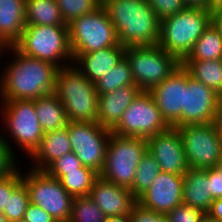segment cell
<instances>
[{
  "label": "cell",
  "mask_w": 222,
  "mask_h": 222,
  "mask_svg": "<svg viewBox=\"0 0 222 222\" xmlns=\"http://www.w3.org/2000/svg\"><path fill=\"white\" fill-rule=\"evenodd\" d=\"M183 175L160 172L137 203L156 213L167 214L182 202Z\"/></svg>",
  "instance_id": "cell-17"
},
{
  "label": "cell",
  "mask_w": 222,
  "mask_h": 222,
  "mask_svg": "<svg viewBox=\"0 0 222 222\" xmlns=\"http://www.w3.org/2000/svg\"><path fill=\"white\" fill-rule=\"evenodd\" d=\"M146 151L147 139L120 136L111 132L106 147L104 166L99 176L130 189L136 168Z\"/></svg>",
  "instance_id": "cell-7"
},
{
  "label": "cell",
  "mask_w": 222,
  "mask_h": 222,
  "mask_svg": "<svg viewBox=\"0 0 222 222\" xmlns=\"http://www.w3.org/2000/svg\"><path fill=\"white\" fill-rule=\"evenodd\" d=\"M33 101L44 134L67 127L68 119L64 106L55 93L39 97Z\"/></svg>",
  "instance_id": "cell-24"
},
{
  "label": "cell",
  "mask_w": 222,
  "mask_h": 222,
  "mask_svg": "<svg viewBox=\"0 0 222 222\" xmlns=\"http://www.w3.org/2000/svg\"><path fill=\"white\" fill-rule=\"evenodd\" d=\"M147 150L160 165L161 172L184 175L189 169L177 128L170 127L147 139Z\"/></svg>",
  "instance_id": "cell-16"
},
{
  "label": "cell",
  "mask_w": 222,
  "mask_h": 222,
  "mask_svg": "<svg viewBox=\"0 0 222 222\" xmlns=\"http://www.w3.org/2000/svg\"><path fill=\"white\" fill-rule=\"evenodd\" d=\"M72 55L73 64L95 84L125 56V47L119 44L87 54Z\"/></svg>",
  "instance_id": "cell-19"
},
{
  "label": "cell",
  "mask_w": 222,
  "mask_h": 222,
  "mask_svg": "<svg viewBox=\"0 0 222 222\" xmlns=\"http://www.w3.org/2000/svg\"><path fill=\"white\" fill-rule=\"evenodd\" d=\"M140 92L138 86L129 85L99 94L97 122L111 130Z\"/></svg>",
  "instance_id": "cell-20"
},
{
  "label": "cell",
  "mask_w": 222,
  "mask_h": 222,
  "mask_svg": "<svg viewBox=\"0 0 222 222\" xmlns=\"http://www.w3.org/2000/svg\"><path fill=\"white\" fill-rule=\"evenodd\" d=\"M54 93L68 121L97 122L99 94L95 84L73 63L58 68Z\"/></svg>",
  "instance_id": "cell-3"
},
{
  "label": "cell",
  "mask_w": 222,
  "mask_h": 222,
  "mask_svg": "<svg viewBox=\"0 0 222 222\" xmlns=\"http://www.w3.org/2000/svg\"><path fill=\"white\" fill-rule=\"evenodd\" d=\"M67 131L72 152L76 154L82 165L100 173L104 166L111 130L98 122L68 121Z\"/></svg>",
  "instance_id": "cell-13"
},
{
  "label": "cell",
  "mask_w": 222,
  "mask_h": 222,
  "mask_svg": "<svg viewBox=\"0 0 222 222\" xmlns=\"http://www.w3.org/2000/svg\"><path fill=\"white\" fill-rule=\"evenodd\" d=\"M82 166L74 152L64 154L62 157L54 161L45 171L55 179H59L66 174V171L77 170Z\"/></svg>",
  "instance_id": "cell-34"
},
{
  "label": "cell",
  "mask_w": 222,
  "mask_h": 222,
  "mask_svg": "<svg viewBox=\"0 0 222 222\" xmlns=\"http://www.w3.org/2000/svg\"><path fill=\"white\" fill-rule=\"evenodd\" d=\"M14 46L21 53L58 68L73 63L68 26L26 25Z\"/></svg>",
  "instance_id": "cell-6"
},
{
  "label": "cell",
  "mask_w": 222,
  "mask_h": 222,
  "mask_svg": "<svg viewBox=\"0 0 222 222\" xmlns=\"http://www.w3.org/2000/svg\"><path fill=\"white\" fill-rule=\"evenodd\" d=\"M27 170V174L22 170V182L27 187L30 203L50 214L56 222H68L74 197L46 171L29 167Z\"/></svg>",
  "instance_id": "cell-10"
},
{
  "label": "cell",
  "mask_w": 222,
  "mask_h": 222,
  "mask_svg": "<svg viewBox=\"0 0 222 222\" xmlns=\"http://www.w3.org/2000/svg\"><path fill=\"white\" fill-rule=\"evenodd\" d=\"M222 97L187 71L184 109L181 114V126L216 122Z\"/></svg>",
  "instance_id": "cell-14"
},
{
  "label": "cell",
  "mask_w": 222,
  "mask_h": 222,
  "mask_svg": "<svg viewBox=\"0 0 222 222\" xmlns=\"http://www.w3.org/2000/svg\"><path fill=\"white\" fill-rule=\"evenodd\" d=\"M8 45L0 38V56L2 55L3 57V53L8 49Z\"/></svg>",
  "instance_id": "cell-48"
},
{
  "label": "cell",
  "mask_w": 222,
  "mask_h": 222,
  "mask_svg": "<svg viewBox=\"0 0 222 222\" xmlns=\"http://www.w3.org/2000/svg\"><path fill=\"white\" fill-rule=\"evenodd\" d=\"M160 172V165L147 150L136 168L133 185L130 188L131 194L138 199L148 190Z\"/></svg>",
  "instance_id": "cell-29"
},
{
  "label": "cell",
  "mask_w": 222,
  "mask_h": 222,
  "mask_svg": "<svg viewBox=\"0 0 222 222\" xmlns=\"http://www.w3.org/2000/svg\"><path fill=\"white\" fill-rule=\"evenodd\" d=\"M182 202L204 213L209 211L213 199L206 170L189 168L183 175Z\"/></svg>",
  "instance_id": "cell-23"
},
{
  "label": "cell",
  "mask_w": 222,
  "mask_h": 222,
  "mask_svg": "<svg viewBox=\"0 0 222 222\" xmlns=\"http://www.w3.org/2000/svg\"><path fill=\"white\" fill-rule=\"evenodd\" d=\"M222 59V38L212 23L195 42L192 52L184 61Z\"/></svg>",
  "instance_id": "cell-27"
},
{
  "label": "cell",
  "mask_w": 222,
  "mask_h": 222,
  "mask_svg": "<svg viewBox=\"0 0 222 222\" xmlns=\"http://www.w3.org/2000/svg\"><path fill=\"white\" fill-rule=\"evenodd\" d=\"M65 24L72 20L92 13L101 5L97 0H55Z\"/></svg>",
  "instance_id": "cell-33"
},
{
  "label": "cell",
  "mask_w": 222,
  "mask_h": 222,
  "mask_svg": "<svg viewBox=\"0 0 222 222\" xmlns=\"http://www.w3.org/2000/svg\"><path fill=\"white\" fill-rule=\"evenodd\" d=\"M205 170L208 172L210 194L212 199L215 200L222 198V172L217 166Z\"/></svg>",
  "instance_id": "cell-40"
},
{
  "label": "cell",
  "mask_w": 222,
  "mask_h": 222,
  "mask_svg": "<svg viewBox=\"0 0 222 222\" xmlns=\"http://www.w3.org/2000/svg\"><path fill=\"white\" fill-rule=\"evenodd\" d=\"M29 203V193L22 182L8 197L7 206L3 210L8 222H22Z\"/></svg>",
  "instance_id": "cell-32"
},
{
  "label": "cell",
  "mask_w": 222,
  "mask_h": 222,
  "mask_svg": "<svg viewBox=\"0 0 222 222\" xmlns=\"http://www.w3.org/2000/svg\"><path fill=\"white\" fill-rule=\"evenodd\" d=\"M169 128L170 126L164 120L152 95L149 92L141 91L111 132L120 136L149 139Z\"/></svg>",
  "instance_id": "cell-12"
},
{
  "label": "cell",
  "mask_w": 222,
  "mask_h": 222,
  "mask_svg": "<svg viewBox=\"0 0 222 222\" xmlns=\"http://www.w3.org/2000/svg\"><path fill=\"white\" fill-rule=\"evenodd\" d=\"M181 64L190 76L222 97V59L183 61Z\"/></svg>",
  "instance_id": "cell-25"
},
{
  "label": "cell",
  "mask_w": 222,
  "mask_h": 222,
  "mask_svg": "<svg viewBox=\"0 0 222 222\" xmlns=\"http://www.w3.org/2000/svg\"><path fill=\"white\" fill-rule=\"evenodd\" d=\"M16 159L18 160V158L10 152L7 143L0 134V179L6 177L20 166L16 162Z\"/></svg>",
  "instance_id": "cell-38"
},
{
  "label": "cell",
  "mask_w": 222,
  "mask_h": 222,
  "mask_svg": "<svg viewBox=\"0 0 222 222\" xmlns=\"http://www.w3.org/2000/svg\"><path fill=\"white\" fill-rule=\"evenodd\" d=\"M0 222H8L7 218L2 212H0Z\"/></svg>",
  "instance_id": "cell-49"
},
{
  "label": "cell",
  "mask_w": 222,
  "mask_h": 222,
  "mask_svg": "<svg viewBox=\"0 0 222 222\" xmlns=\"http://www.w3.org/2000/svg\"><path fill=\"white\" fill-rule=\"evenodd\" d=\"M105 217L131 214L137 199L129 188L119 186L100 176L95 180L89 195Z\"/></svg>",
  "instance_id": "cell-18"
},
{
  "label": "cell",
  "mask_w": 222,
  "mask_h": 222,
  "mask_svg": "<svg viewBox=\"0 0 222 222\" xmlns=\"http://www.w3.org/2000/svg\"><path fill=\"white\" fill-rule=\"evenodd\" d=\"M177 129L189 168L205 170L222 161V137L216 122L184 125Z\"/></svg>",
  "instance_id": "cell-11"
},
{
  "label": "cell",
  "mask_w": 222,
  "mask_h": 222,
  "mask_svg": "<svg viewBox=\"0 0 222 222\" xmlns=\"http://www.w3.org/2000/svg\"><path fill=\"white\" fill-rule=\"evenodd\" d=\"M132 222H169L165 214L156 213L136 203L131 211Z\"/></svg>",
  "instance_id": "cell-39"
},
{
  "label": "cell",
  "mask_w": 222,
  "mask_h": 222,
  "mask_svg": "<svg viewBox=\"0 0 222 222\" xmlns=\"http://www.w3.org/2000/svg\"><path fill=\"white\" fill-rule=\"evenodd\" d=\"M210 23L209 10L186 8L160 21L157 45L182 63Z\"/></svg>",
  "instance_id": "cell-5"
},
{
  "label": "cell",
  "mask_w": 222,
  "mask_h": 222,
  "mask_svg": "<svg viewBox=\"0 0 222 222\" xmlns=\"http://www.w3.org/2000/svg\"><path fill=\"white\" fill-rule=\"evenodd\" d=\"M26 0H0V38L10 47L26 26Z\"/></svg>",
  "instance_id": "cell-22"
},
{
  "label": "cell",
  "mask_w": 222,
  "mask_h": 222,
  "mask_svg": "<svg viewBox=\"0 0 222 222\" xmlns=\"http://www.w3.org/2000/svg\"><path fill=\"white\" fill-rule=\"evenodd\" d=\"M211 23L217 29L219 36L222 38V11L211 14Z\"/></svg>",
  "instance_id": "cell-44"
},
{
  "label": "cell",
  "mask_w": 222,
  "mask_h": 222,
  "mask_svg": "<svg viewBox=\"0 0 222 222\" xmlns=\"http://www.w3.org/2000/svg\"><path fill=\"white\" fill-rule=\"evenodd\" d=\"M202 222H220V221H214V220H211L209 219L207 216L203 219Z\"/></svg>",
  "instance_id": "cell-50"
},
{
  "label": "cell",
  "mask_w": 222,
  "mask_h": 222,
  "mask_svg": "<svg viewBox=\"0 0 222 222\" xmlns=\"http://www.w3.org/2000/svg\"><path fill=\"white\" fill-rule=\"evenodd\" d=\"M125 57L131 68L135 85L149 92L163 82L181 63L160 46H127Z\"/></svg>",
  "instance_id": "cell-8"
},
{
  "label": "cell",
  "mask_w": 222,
  "mask_h": 222,
  "mask_svg": "<svg viewBox=\"0 0 222 222\" xmlns=\"http://www.w3.org/2000/svg\"><path fill=\"white\" fill-rule=\"evenodd\" d=\"M169 222H202L206 217L200 209L181 203L166 214Z\"/></svg>",
  "instance_id": "cell-35"
},
{
  "label": "cell",
  "mask_w": 222,
  "mask_h": 222,
  "mask_svg": "<svg viewBox=\"0 0 222 222\" xmlns=\"http://www.w3.org/2000/svg\"><path fill=\"white\" fill-rule=\"evenodd\" d=\"M216 125L218 126L220 135L222 137V101H221L220 107L218 109L217 118H216Z\"/></svg>",
  "instance_id": "cell-47"
},
{
  "label": "cell",
  "mask_w": 222,
  "mask_h": 222,
  "mask_svg": "<svg viewBox=\"0 0 222 222\" xmlns=\"http://www.w3.org/2000/svg\"><path fill=\"white\" fill-rule=\"evenodd\" d=\"M101 6L115 27L120 45L158 43L160 20L145 0H108Z\"/></svg>",
  "instance_id": "cell-2"
},
{
  "label": "cell",
  "mask_w": 222,
  "mask_h": 222,
  "mask_svg": "<svg viewBox=\"0 0 222 222\" xmlns=\"http://www.w3.org/2000/svg\"><path fill=\"white\" fill-rule=\"evenodd\" d=\"M0 104V125L3 127V132L0 134H5V130L6 133H8V135L1 136L14 156L19 157L16 150L14 151L13 149L15 145L21 149L23 151L22 154L25 153L29 159L39 147L44 135L36 115L34 101L15 99L0 101Z\"/></svg>",
  "instance_id": "cell-4"
},
{
  "label": "cell",
  "mask_w": 222,
  "mask_h": 222,
  "mask_svg": "<svg viewBox=\"0 0 222 222\" xmlns=\"http://www.w3.org/2000/svg\"><path fill=\"white\" fill-rule=\"evenodd\" d=\"M22 169L18 166L6 177L0 179V212L7 206L8 197L22 183Z\"/></svg>",
  "instance_id": "cell-36"
},
{
  "label": "cell",
  "mask_w": 222,
  "mask_h": 222,
  "mask_svg": "<svg viewBox=\"0 0 222 222\" xmlns=\"http://www.w3.org/2000/svg\"><path fill=\"white\" fill-rule=\"evenodd\" d=\"M153 9L156 16L162 19L172 16L180 11L185 10L186 4L184 0H145Z\"/></svg>",
  "instance_id": "cell-37"
},
{
  "label": "cell",
  "mask_w": 222,
  "mask_h": 222,
  "mask_svg": "<svg viewBox=\"0 0 222 222\" xmlns=\"http://www.w3.org/2000/svg\"><path fill=\"white\" fill-rule=\"evenodd\" d=\"M217 167L220 169V171L222 172V161L217 165Z\"/></svg>",
  "instance_id": "cell-52"
},
{
  "label": "cell",
  "mask_w": 222,
  "mask_h": 222,
  "mask_svg": "<svg viewBox=\"0 0 222 222\" xmlns=\"http://www.w3.org/2000/svg\"><path fill=\"white\" fill-rule=\"evenodd\" d=\"M26 25L68 26L55 0H26Z\"/></svg>",
  "instance_id": "cell-26"
},
{
  "label": "cell",
  "mask_w": 222,
  "mask_h": 222,
  "mask_svg": "<svg viewBox=\"0 0 222 222\" xmlns=\"http://www.w3.org/2000/svg\"><path fill=\"white\" fill-rule=\"evenodd\" d=\"M104 222H132L131 215H121L113 217H105Z\"/></svg>",
  "instance_id": "cell-45"
},
{
  "label": "cell",
  "mask_w": 222,
  "mask_h": 222,
  "mask_svg": "<svg viewBox=\"0 0 222 222\" xmlns=\"http://www.w3.org/2000/svg\"><path fill=\"white\" fill-rule=\"evenodd\" d=\"M208 10L211 14L222 11V0H209Z\"/></svg>",
  "instance_id": "cell-46"
},
{
  "label": "cell",
  "mask_w": 222,
  "mask_h": 222,
  "mask_svg": "<svg viewBox=\"0 0 222 222\" xmlns=\"http://www.w3.org/2000/svg\"><path fill=\"white\" fill-rule=\"evenodd\" d=\"M22 222H56L52 216L38 206L29 203Z\"/></svg>",
  "instance_id": "cell-41"
},
{
  "label": "cell",
  "mask_w": 222,
  "mask_h": 222,
  "mask_svg": "<svg viewBox=\"0 0 222 222\" xmlns=\"http://www.w3.org/2000/svg\"><path fill=\"white\" fill-rule=\"evenodd\" d=\"M7 52L13 57L0 72V101L34 100L54 93L56 65L25 55L15 46L8 47L3 54Z\"/></svg>",
  "instance_id": "cell-1"
},
{
  "label": "cell",
  "mask_w": 222,
  "mask_h": 222,
  "mask_svg": "<svg viewBox=\"0 0 222 222\" xmlns=\"http://www.w3.org/2000/svg\"><path fill=\"white\" fill-rule=\"evenodd\" d=\"M105 215L87 196L74 197L68 222H104Z\"/></svg>",
  "instance_id": "cell-31"
},
{
  "label": "cell",
  "mask_w": 222,
  "mask_h": 222,
  "mask_svg": "<svg viewBox=\"0 0 222 222\" xmlns=\"http://www.w3.org/2000/svg\"><path fill=\"white\" fill-rule=\"evenodd\" d=\"M68 34L72 54H87L119 45L115 27L102 6L72 20Z\"/></svg>",
  "instance_id": "cell-9"
},
{
  "label": "cell",
  "mask_w": 222,
  "mask_h": 222,
  "mask_svg": "<svg viewBox=\"0 0 222 222\" xmlns=\"http://www.w3.org/2000/svg\"><path fill=\"white\" fill-rule=\"evenodd\" d=\"M129 85H135V82L130 64L124 56L116 66L95 83V88L98 94H105Z\"/></svg>",
  "instance_id": "cell-30"
},
{
  "label": "cell",
  "mask_w": 222,
  "mask_h": 222,
  "mask_svg": "<svg viewBox=\"0 0 222 222\" xmlns=\"http://www.w3.org/2000/svg\"><path fill=\"white\" fill-rule=\"evenodd\" d=\"M187 8H200L208 10L209 0H184Z\"/></svg>",
  "instance_id": "cell-43"
},
{
  "label": "cell",
  "mask_w": 222,
  "mask_h": 222,
  "mask_svg": "<svg viewBox=\"0 0 222 222\" xmlns=\"http://www.w3.org/2000/svg\"><path fill=\"white\" fill-rule=\"evenodd\" d=\"M72 152L67 127L43 135L39 147L29 157L31 168L45 171L54 161Z\"/></svg>",
  "instance_id": "cell-21"
},
{
  "label": "cell",
  "mask_w": 222,
  "mask_h": 222,
  "mask_svg": "<svg viewBox=\"0 0 222 222\" xmlns=\"http://www.w3.org/2000/svg\"><path fill=\"white\" fill-rule=\"evenodd\" d=\"M186 87L187 70L181 64L163 82L149 91L170 127H181Z\"/></svg>",
  "instance_id": "cell-15"
},
{
  "label": "cell",
  "mask_w": 222,
  "mask_h": 222,
  "mask_svg": "<svg viewBox=\"0 0 222 222\" xmlns=\"http://www.w3.org/2000/svg\"><path fill=\"white\" fill-rule=\"evenodd\" d=\"M98 1V3L100 4V5H103L105 2H107L108 0H97Z\"/></svg>",
  "instance_id": "cell-51"
},
{
  "label": "cell",
  "mask_w": 222,
  "mask_h": 222,
  "mask_svg": "<svg viewBox=\"0 0 222 222\" xmlns=\"http://www.w3.org/2000/svg\"><path fill=\"white\" fill-rule=\"evenodd\" d=\"M206 216L211 220L222 222V198L213 200Z\"/></svg>",
  "instance_id": "cell-42"
},
{
  "label": "cell",
  "mask_w": 222,
  "mask_h": 222,
  "mask_svg": "<svg viewBox=\"0 0 222 222\" xmlns=\"http://www.w3.org/2000/svg\"><path fill=\"white\" fill-rule=\"evenodd\" d=\"M98 177L99 173L92 168L82 165L77 170L66 171V174L61 176L58 180L70 195L78 197L89 195Z\"/></svg>",
  "instance_id": "cell-28"
}]
</instances>
